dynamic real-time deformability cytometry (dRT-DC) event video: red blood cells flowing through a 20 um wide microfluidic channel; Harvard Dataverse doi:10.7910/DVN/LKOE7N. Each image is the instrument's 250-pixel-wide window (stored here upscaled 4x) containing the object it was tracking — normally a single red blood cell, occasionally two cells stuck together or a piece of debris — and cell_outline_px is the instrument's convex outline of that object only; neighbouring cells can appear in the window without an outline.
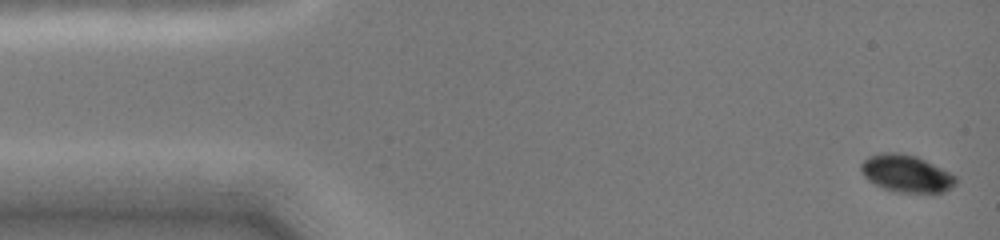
{"species": "common noctule bat (a hibernating species)", "species_latin": "Nyctalus noctula", "temperature_condition": "cold", "stored_images_in_passage": 22, "camera_frame_rate_fps": 3000, "um_per_image_px": 0.085, "animal": {"sex": "female", "body_mass_g": 19.0, "forearm_length_mm": 51.5}, "frame": {"image": 1, "passage_image": 1, "time_ms": 0.0, "image_size_px": [1000, 240], "cell_outline_px": [[956, 184], [952, 188], [944, 192], [896, 192], [884, 188], [868, 180], [864, 176], [860, 168], [860, 164], [868, 156], [880, 152], [896, 152], [916, 156], [956, 176]], "centroid_in_image_um": [77.01, 14.74], "position_along_channel_um": 8.0, "area_um2": 20.4}}
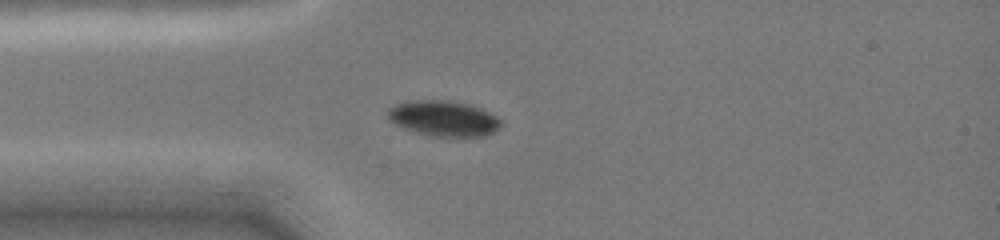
{"frame": {"image": 2, "passage_image": 15, "time_ms": 3.667, "image_size_px": [1000, 240], "cell_outline_px": [[500, 128], [484, 136], [432, 136], [404, 128], [396, 124], [388, 116], [388, 108], [396, 104], [408, 100], [448, 100], [468, 104], [480, 108], [496, 116], [500, 120]], "centroid_in_image_um": [37.7, 10.05], "position_along_channel_um": 47.3, "area_um2": 23.12}}
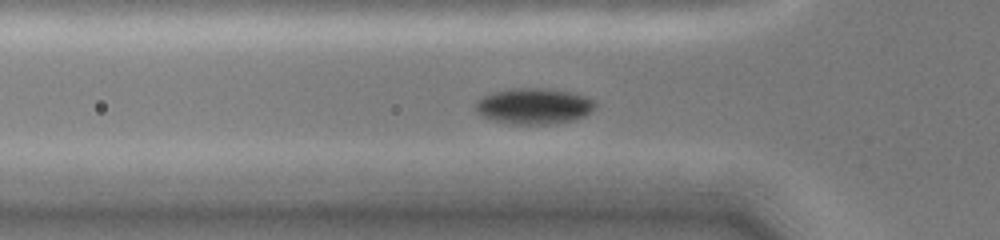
{"frame": {"image": 3, "passage_image": 19, "time_ms": 4.667, "image_size_px": [1000, 240], "cell_outline_px": [[596, 108], [584, 116], [572, 120], [556, 124], [512, 124], [492, 120], [484, 116], [476, 108], [476, 100], [492, 92], [508, 88], [544, 88], [572, 92], [584, 96], [592, 100], [596, 104]], "centroid_in_image_um": [45.4, 9.01], "position_along_channel_um": 80.4, "area_um2": 25.03}}